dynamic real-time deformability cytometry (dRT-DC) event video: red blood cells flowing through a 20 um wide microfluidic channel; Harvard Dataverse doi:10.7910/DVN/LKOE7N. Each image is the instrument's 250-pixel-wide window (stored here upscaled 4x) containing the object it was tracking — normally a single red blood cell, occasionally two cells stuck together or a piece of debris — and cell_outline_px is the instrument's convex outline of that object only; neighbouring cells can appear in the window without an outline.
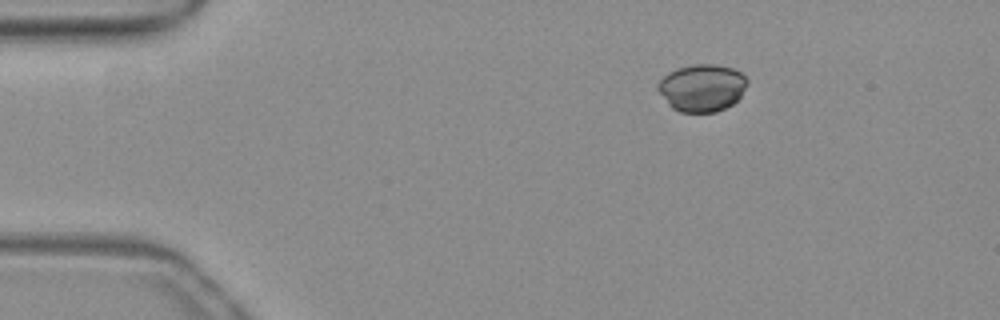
{"species": "common noctule bat (a hibernating species)", "species_latin": "Nyctalus noctula", "temperature_condition": "warm", "stored_images_in_passage": 45, "camera_frame_rate_fps": 3000, "um_per_image_px": 0.085, "animal": {"sex": "female", "body_mass_g": 19.3, "forearm_length_mm": 54.1}, "frame": {"image": 1, "passage_image": 1, "time_ms": 0.0, "image_size_px": [1000, 320], "cell_outline_px": [[748, 84], [740, 96], [732, 104], [716, 112], [680, 112], [672, 108], [668, 104], [656, 88], [656, 84], [668, 72], [676, 68], [696, 64], [716, 64], [732, 68], [740, 72], [748, 80]], "centroid_in_image_um": [59.65, 7.46], "position_along_channel_um": 25.3, "area_um2": 24.68}}
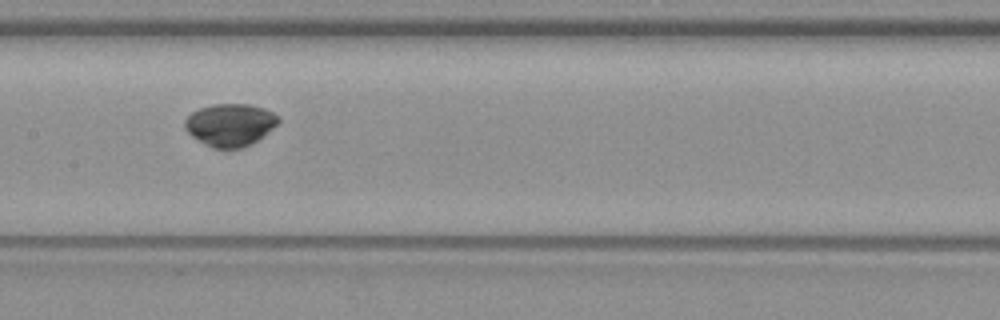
{"frame": {"image": 2, "passage_image": 19, "time_ms": 6.0, "image_size_px": [1000, 320], "cell_outline_px": [[280, 120], [264, 136], [252, 144], [240, 148], [212, 148], [204, 144], [192, 136], [184, 128], [184, 120], [192, 112], [200, 108], [212, 104], [248, 104], [264, 108], [280, 116]], "centroid_in_image_um": [19.56, 10.61], "position_along_channel_um": 187.8, "area_um2": 23.24}}
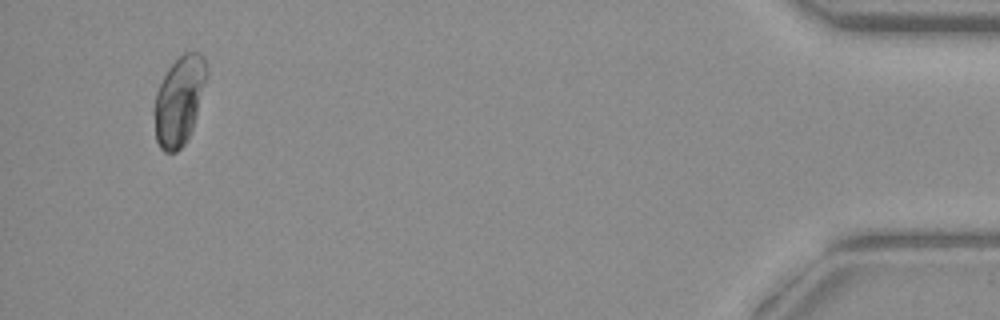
{"frame": {"image": 3, "passage_image": 43, "time_ms": 14.0, "image_size_px": [1000, 320], "cell_outline_px": [[208, 72], [192, 128], [184, 144], [176, 152], [164, 152], [160, 148], [156, 140], [152, 112], [152, 108], [156, 92], [168, 68], [184, 52], [200, 52], [204, 56]], "centroid_in_image_um": [15.2, 8.55], "position_along_channel_um": 420.0, "area_um2": 27.11}, "authors_computed_cell_mechanics": {"area_um2": 24.4494, "velocity_mm_per_s": 3.9004, "shape_relaxation_time_tau1_ms": null, "shape_relaxation_time_tau2_ms": 10.2178, "deformation_change_tau1": null, "deformation_change_tau2": 0.109}}